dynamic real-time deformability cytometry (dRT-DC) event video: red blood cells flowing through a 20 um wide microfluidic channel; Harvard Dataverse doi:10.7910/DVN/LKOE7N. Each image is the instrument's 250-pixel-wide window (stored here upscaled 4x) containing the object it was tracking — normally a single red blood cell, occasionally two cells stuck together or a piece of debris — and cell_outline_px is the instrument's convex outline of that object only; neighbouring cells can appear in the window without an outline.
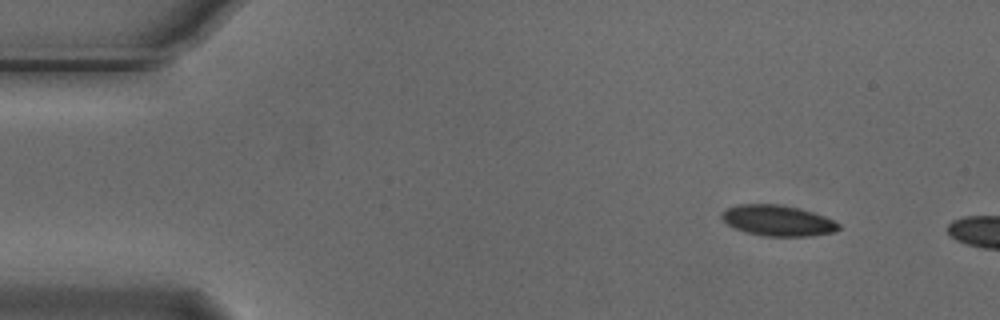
{"species": "Egyptian fruit bat (a non-hibernating species)", "species_latin": "Rousettus aegyptiacus", "temperature_condition": "cold", "stored_images_in_passage": 8, "camera_frame_rate_fps": 3000, "um_per_image_px": 0.085, "animal": {"sex": "male"}, "frame": {"image": 1, "passage_image": 1, "time_ms": 0.0, "image_size_px": [1000, 320], "cell_outline_px": [[840, 228], [836, 232], [812, 236], [760, 236], [744, 232], [728, 224], [720, 216], [728, 208], [736, 204], [780, 204], [800, 208], [824, 216], [840, 224]], "centroid_in_image_um": [66.13, 18.75], "position_along_channel_um": 18.9, "area_um2": 21.04}}